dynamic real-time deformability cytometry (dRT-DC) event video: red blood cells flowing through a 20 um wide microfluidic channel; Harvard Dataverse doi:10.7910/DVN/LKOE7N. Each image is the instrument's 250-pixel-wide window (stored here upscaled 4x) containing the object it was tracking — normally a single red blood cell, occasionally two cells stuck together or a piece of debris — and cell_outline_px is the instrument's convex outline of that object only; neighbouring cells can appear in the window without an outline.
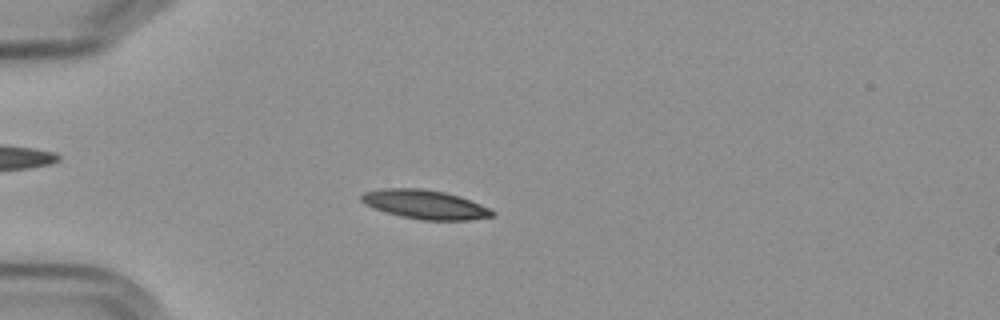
{"species": "Egyptian fruit bat (a non-hibernating species)", "species_latin": "Rousettus aegyptiacus", "temperature_condition": "cold", "stored_images_in_passage": 57, "camera_frame_rate_fps": 3000, "um_per_image_px": 0.085, "frame": {"image": 1, "passage_image": 16, "time_ms": 5.0, "image_size_px": [1000, 320], "cell_outline_px": [[496, 212], [492, 216], [472, 220], [420, 220], [400, 216], [364, 204], [360, 200], [360, 196], [364, 192], [384, 188], [420, 188], [444, 192], [460, 196], [480, 204]], "centroid_in_image_um": [36.13, 17.38], "position_along_channel_um": 48.9, "area_um2": 22.02}}
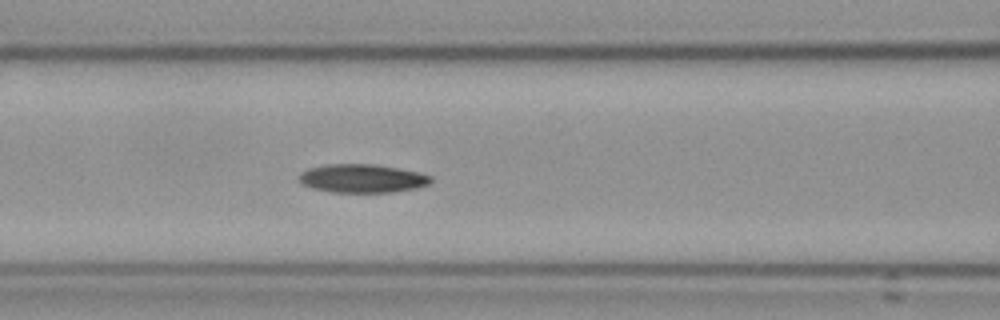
{"frame": {"image": 2, "passage_image": 25, "time_ms": 8.0, "image_size_px": [1000, 320], "cell_outline_px": [[432, 180], [428, 184], [416, 188], [392, 192], [332, 192], [312, 188], [304, 184], [300, 180], [300, 172], [308, 168], [328, 164], [372, 164], [396, 168], [416, 172], [432, 176]], "centroid_in_image_um": [30.78, 15.17], "position_along_channel_um": 135.8, "area_um2": 21.62}}
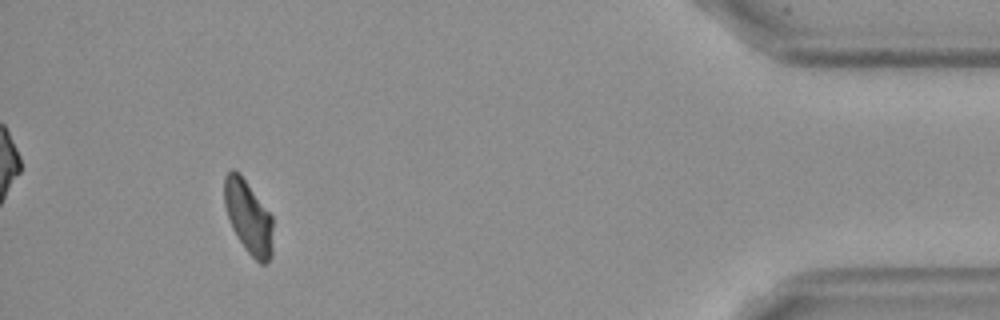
{"frame": {"image": 3, "passage_image": 53, "time_ms": 17.333, "image_size_px": [1000, 320], "cell_outline_px": [[272, 256], [264, 264], [260, 264], [244, 248], [232, 228], [224, 204], [224, 176], [232, 168], [240, 172], [272, 216]], "centroid_in_image_um": [21.1, 18.42], "position_along_channel_um": 414.1, "area_um2": 20.75}, "authors_computed_cell_mechanics": {"area_um2": 21.5016, "velocity_mm_per_s": 3.5776, "shape_relaxation_time_tau1_ms": 11.169, "shape_relaxation_time_tau2_ms": 5.5545, "deformation_change_tau1": 0.2112, "deformation_change_tau2": 0.1049}}